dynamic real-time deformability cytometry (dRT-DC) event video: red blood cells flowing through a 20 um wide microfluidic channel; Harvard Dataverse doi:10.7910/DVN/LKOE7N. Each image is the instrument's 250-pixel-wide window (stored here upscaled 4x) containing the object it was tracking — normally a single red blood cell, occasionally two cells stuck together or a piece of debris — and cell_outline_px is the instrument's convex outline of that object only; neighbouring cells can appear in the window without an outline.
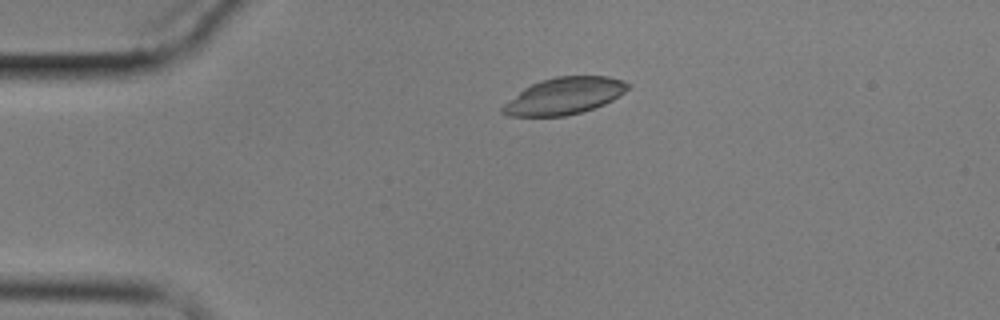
{"species": "common noctule bat (a hibernating species)", "species_latin": "Nyctalus noctula", "temperature_condition": "cold", "stored_images_in_passage": 4, "camera_frame_rate_fps": 3000, "um_per_image_px": 0.085, "animal": {"sex": "male", "body_mass_g": 17.9}, "frame": {"image": 1, "passage_image": 3, "time_ms": 3.333, "image_size_px": [1000, 320], "cell_outline_px": [[628, 88], [624, 92], [612, 100], [604, 104], [580, 112], [564, 116], [508, 116], [500, 112], [500, 108], [504, 104], [524, 88], [540, 80], [556, 76], [608, 76], [624, 80], [628, 84]], "centroid_in_image_um": [47.94, 8.15], "position_along_channel_um": 37.1, "area_um2": 26.65}}